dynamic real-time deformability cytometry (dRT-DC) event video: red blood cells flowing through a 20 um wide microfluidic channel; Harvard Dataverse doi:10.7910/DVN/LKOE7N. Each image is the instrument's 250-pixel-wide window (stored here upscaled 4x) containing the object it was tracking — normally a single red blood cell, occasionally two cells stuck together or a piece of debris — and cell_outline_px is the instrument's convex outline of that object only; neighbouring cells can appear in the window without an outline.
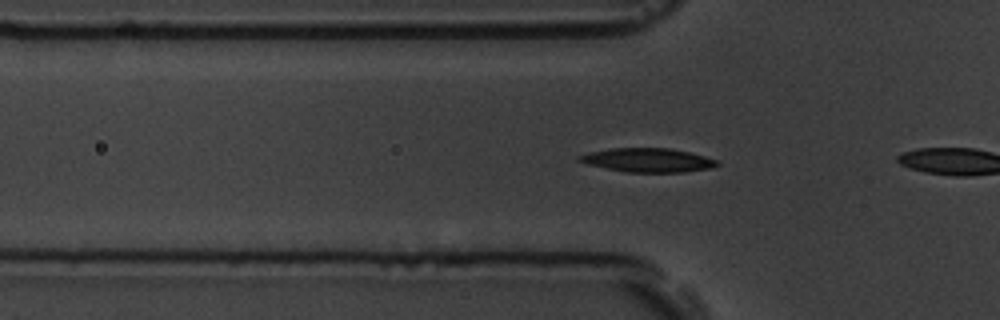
{"species": "common noctule bat (a hibernating species)", "species_latin": "Nyctalus noctula", "temperature_condition": "room temperature", "stored_images_in_passage": 6, "camera_frame_rate_fps": 3000, "um_per_image_px": 0.085, "animal": {"sex": "male", "body_mass_g": 19.5, "forearm_length_mm": 54.6}, "frame": {"image": 1, "passage_image": 4, "time_ms": 1.0, "image_size_px": [1000, 320], "cell_outline_px": [[720, 164], [712, 168], [684, 172], [628, 172], [588, 164], [576, 160], [576, 156], [588, 152], [612, 148], [672, 148], [720, 160]], "centroid_in_image_um": [55.09, 13.6], "position_along_channel_um": 70.7, "area_um2": 19.25}}